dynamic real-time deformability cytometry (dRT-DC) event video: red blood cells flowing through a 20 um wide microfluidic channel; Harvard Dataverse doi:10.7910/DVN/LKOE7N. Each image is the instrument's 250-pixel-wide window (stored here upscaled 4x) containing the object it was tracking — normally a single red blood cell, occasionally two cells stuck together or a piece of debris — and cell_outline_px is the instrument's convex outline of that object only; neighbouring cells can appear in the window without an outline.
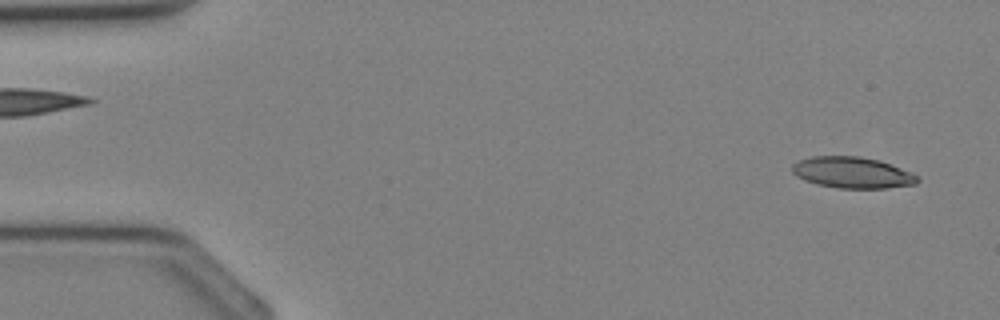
{"species": "Egyptian fruit bat (a non-hibernating species)", "species_latin": "Rousettus aegyptiacus", "temperature_condition": "cold", "stored_images_in_passage": 32, "camera_frame_rate_fps": 3000, "um_per_image_px": 0.085, "animal": {"sex": "female"}, "frame": {"image": 1, "passage_image": 1, "time_ms": 0.0, "image_size_px": [1000, 320], "cell_outline_px": [[920, 180], [916, 184], [888, 188], [836, 188], [816, 184], [804, 180], [796, 176], [792, 172], [792, 164], [800, 160], [812, 156], [860, 156], [880, 160], [900, 168], [916, 176]], "centroid_in_image_um": [72.41, 14.67], "position_along_channel_um": 12.6, "area_um2": 22.77}}
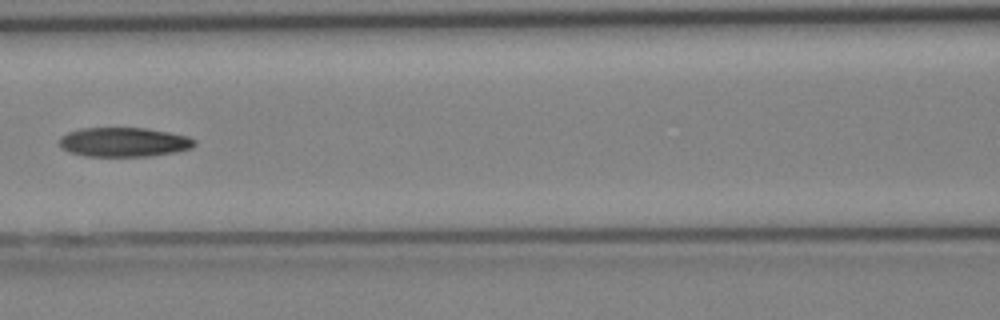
{"frame": {"image": 2, "passage_image": 15, "time_ms": 4.667, "image_size_px": [1000, 320], "cell_outline_px": [[196, 144], [192, 148], [176, 152], [152, 156], [84, 156], [68, 152], [60, 148], [60, 136], [68, 132], [80, 128], [144, 128], [168, 132], [188, 136], [196, 140]], "centroid_in_image_um": [10.52, 12.08], "position_along_channel_um": 156.1, "area_um2": 23.29}}
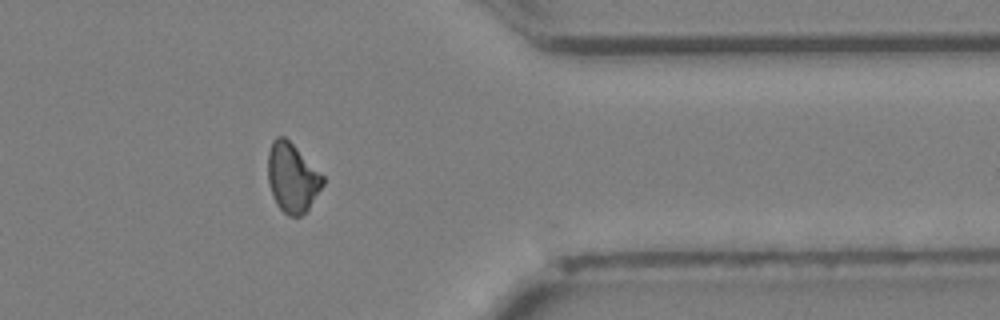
{"frame": {"image": 3, "passage_image": 28, "time_ms": 9.0, "image_size_px": [1000, 320], "cell_outline_px": [[324, 184], [308, 208], [300, 216], [288, 216], [276, 204], [272, 196], [268, 180], [268, 152], [272, 140], [276, 136], [284, 136], [324, 176]], "centroid_in_image_um": [24.82, 15.1], "position_along_channel_um": 386.6, "area_um2": 21.91}}